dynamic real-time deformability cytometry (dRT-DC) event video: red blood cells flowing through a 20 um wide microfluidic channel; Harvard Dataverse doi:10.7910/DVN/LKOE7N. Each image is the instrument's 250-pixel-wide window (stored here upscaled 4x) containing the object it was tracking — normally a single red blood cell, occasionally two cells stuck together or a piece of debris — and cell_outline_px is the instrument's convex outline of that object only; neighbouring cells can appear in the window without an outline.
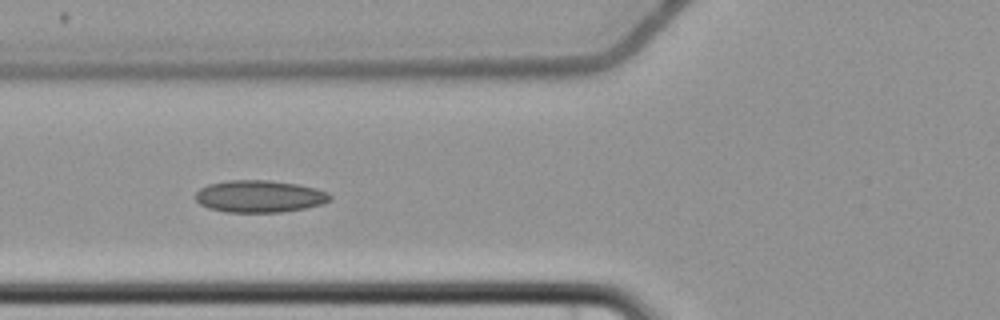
{"species": "common noctule bat (a hibernating species)", "species_latin": "Nyctalus noctula", "temperature_condition": "cold", "stored_images_in_passage": 9, "camera_frame_rate_fps": 3000, "um_per_image_px": 0.085, "animal": {"sex": "female", "body_mass_g": 22.7, "forearm_length_mm": 54.2}, "frame": {"image": 1, "passage_image": 6, "time_ms": 7.0, "image_size_px": [1000, 320], "cell_outline_px": [[332, 200], [320, 204], [304, 208], [280, 212], [224, 212], [208, 208], [200, 204], [196, 200], [196, 192], [200, 188], [208, 184], [228, 180], [268, 180], [296, 184], [316, 188], [328, 192], [332, 196]], "centroid_in_image_um": [22.05, 16.69], "position_along_channel_um": 103.8, "area_um2": 25.2}}
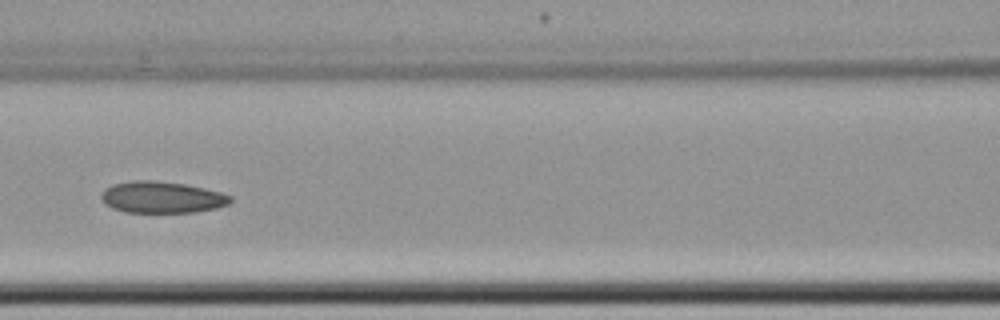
{"frame": {"image": 2, "passage_image": 7, "time_ms": 8.333, "image_size_px": [1000, 320], "cell_outline_px": [[232, 200], [228, 204], [216, 208], [196, 212], [124, 212], [112, 208], [104, 204], [100, 196], [104, 188], [112, 184], [132, 180], [156, 180], [184, 184], [204, 188], [220, 192], [232, 196]], "centroid_in_image_um": [13.72, 16.76], "position_along_channel_um": 152.9, "area_um2": 23.93}}
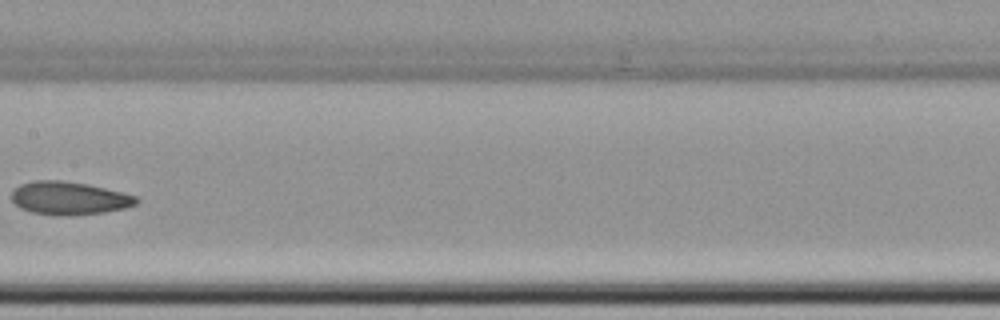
{"frame": {"image": 3, "passage_image": 8, "time_ms": 9.667, "image_size_px": [1000, 320], "cell_outline_px": [[140, 200], [136, 204], [124, 208], [104, 212], [72, 216], [56, 216], [32, 212], [20, 208], [12, 200], [12, 192], [20, 184], [32, 180], [60, 180], [88, 184], [136, 196]], "centroid_in_image_um": [5.86, 16.85], "position_along_channel_um": 201.5, "area_um2": 24.1}}